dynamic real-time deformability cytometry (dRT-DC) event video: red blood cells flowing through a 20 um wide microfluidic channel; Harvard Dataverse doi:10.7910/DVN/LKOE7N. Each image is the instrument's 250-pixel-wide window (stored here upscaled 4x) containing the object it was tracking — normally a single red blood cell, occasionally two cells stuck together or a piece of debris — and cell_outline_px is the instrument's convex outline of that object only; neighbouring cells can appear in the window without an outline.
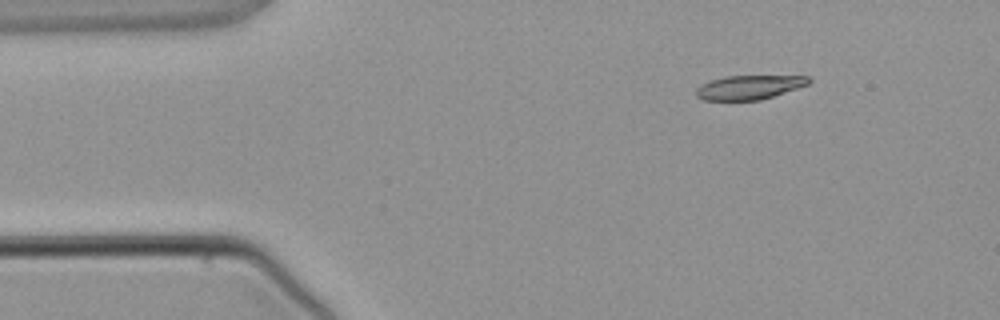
{"species": "common noctule bat (a hibernating species)", "species_latin": "Nyctalus noctula", "temperature_condition": "warm", "stored_images_in_passage": 5, "camera_frame_rate_fps": 3000, "um_per_image_px": 0.085, "animal": {"sex": "male", "body_mass_g": 21.5, "forearm_length_mm": 52.0}, "frame": {"image": 1, "passage_image": 2, "time_ms": 1.333, "image_size_px": [1000, 320], "cell_outline_px": [[812, 80], [808, 84], [760, 100], [704, 100], [696, 96], [696, 88], [700, 84], [724, 76], [808, 76]], "centroid_in_image_um": [63.64, 7.41], "position_along_channel_um": 21.4, "area_um2": 15.66}}
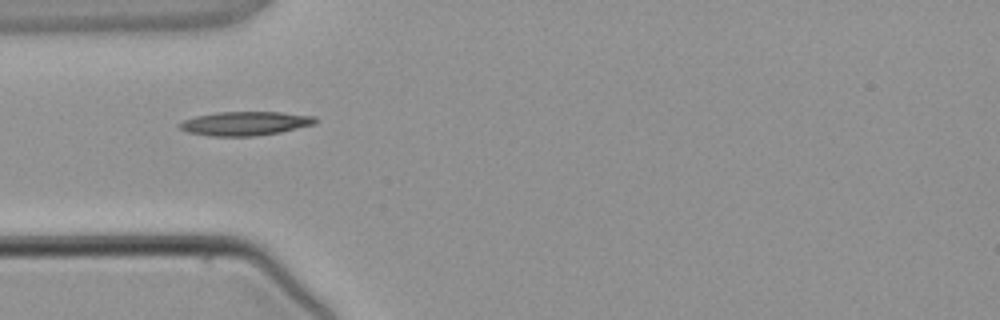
{"frame": {"image": 2, "passage_image": 4, "time_ms": 3.667, "image_size_px": [1000, 320], "cell_outline_px": [[316, 124], [280, 132], [252, 136], [212, 136], [188, 132], [180, 128], [176, 124], [184, 120], [196, 116], [216, 112], [280, 112], [316, 116]], "centroid_in_image_um": [20.84, 10.49], "position_along_channel_um": 64.2, "area_um2": 18.9}}
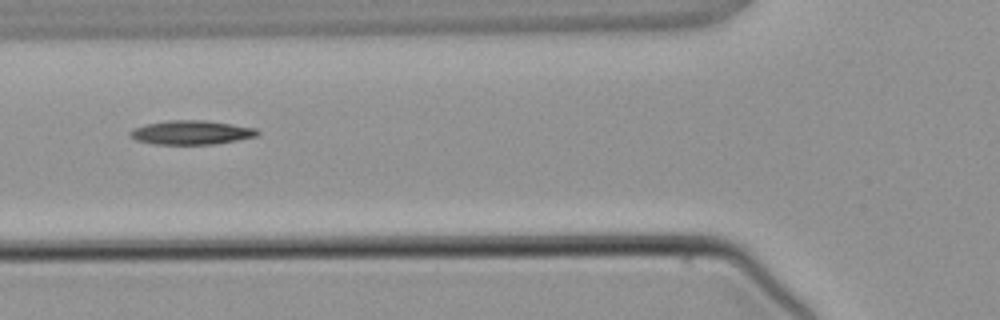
{"frame": {"image": 3, "passage_image": 5, "time_ms": 4.667, "image_size_px": [1000, 320], "cell_outline_px": [[260, 132], [256, 136], [216, 144], [156, 144], [136, 140], [128, 132], [132, 128], [144, 124], [168, 120], [204, 120], [232, 124], [256, 128]], "centroid_in_image_um": [16.24, 11.25], "position_along_channel_um": 109.6, "area_um2": 17.8}}